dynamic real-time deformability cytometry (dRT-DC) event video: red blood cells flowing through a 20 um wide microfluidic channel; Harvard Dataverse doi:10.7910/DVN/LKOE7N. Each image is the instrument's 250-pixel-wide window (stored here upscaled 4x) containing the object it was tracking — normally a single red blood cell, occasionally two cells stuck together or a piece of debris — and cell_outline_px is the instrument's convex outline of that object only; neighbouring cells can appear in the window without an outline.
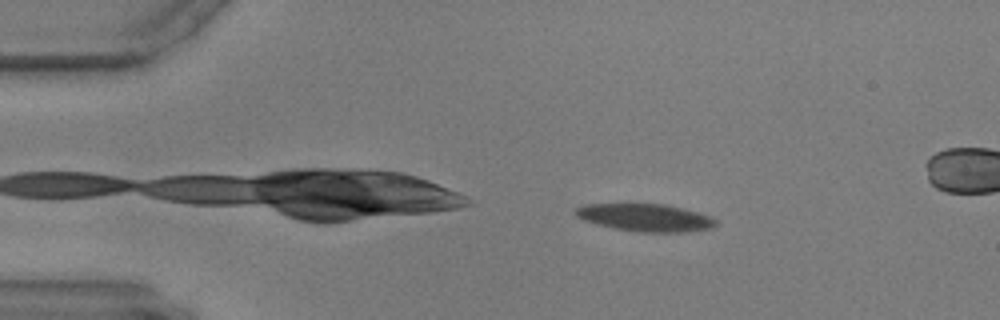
{"species": "common noctule bat (a hibernating species)", "species_latin": "Nyctalus noctula", "temperature_condition": "warm", "stored_images_in_passage": 39, "camera_frame_rate_fps": 3000, "um_per_image_px": 0.085, "animal": {"sex": "male", "body_mass_g": 17.9, "forearm_length_mm": 54.2}, "frame": {"image": 1, "passage_image": 4, "time_ms": 1.0, "image_size_px": [1000, 320], "cell_outline_px": [[716, 224], [712, 228], [680, 232], [640, 232], [616, 228], [596, 224], [584, 220], [576, 216], [576, 208], [584, 204], [664, 204], [684, 208], [708, 216], [716, 220]], "centroid_in_image_um": [54.84, 18.49], "position_along_channel_um": 30.2, "area_um2": 22.2}}
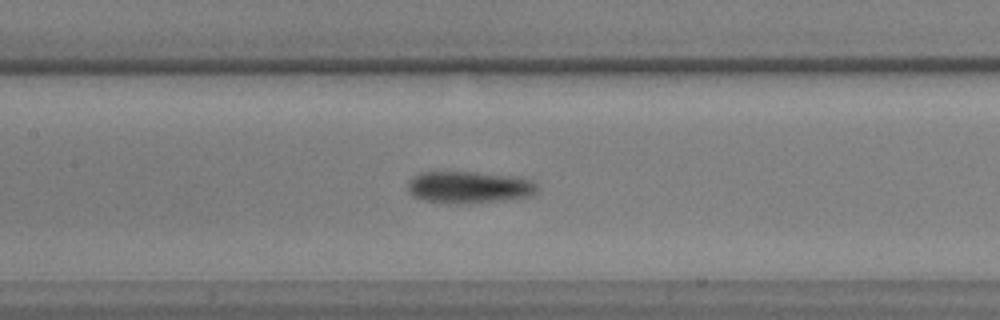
{"frame": {"image": 2, "passage_image": 21, "time_ms": 6.667, "image_size_px": [1000, 320], "cell_outline_px": [[536, 192], [532, 196], [500, 200], [456, 204], [424, 200], [412, 196], [408, 192], [408, 180], [412, 176], [420, 172], [476, 172], [520, 176], [532, 180], [536, 184]], "centroid_in_image_um": [39.85, 15.9], "position_along_channel_um": 167.5, "area_um2": 24.28}}
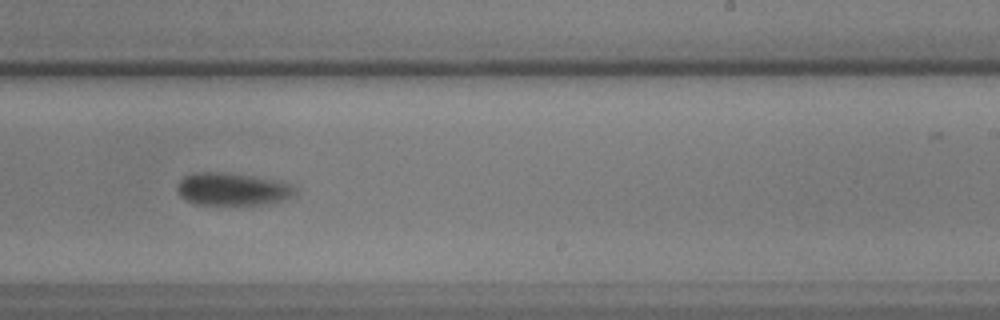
{"frame": {"image": 3, "passage_image": 30, "time_ms": 9.667, "image_size_px": [1000, 320], "cell_outline_px": [[296, 196], [264, 204], [196, 204], [180, 196], [176, 188], [176, 184], [184, 176], [192, 172], [228, 172], [280, 180], [292, 184], [296, 188]], "centroid_in_image_um": [19.77, 16.05], "position_along_channel_um": 269.2, "area_um2": 22.66}}